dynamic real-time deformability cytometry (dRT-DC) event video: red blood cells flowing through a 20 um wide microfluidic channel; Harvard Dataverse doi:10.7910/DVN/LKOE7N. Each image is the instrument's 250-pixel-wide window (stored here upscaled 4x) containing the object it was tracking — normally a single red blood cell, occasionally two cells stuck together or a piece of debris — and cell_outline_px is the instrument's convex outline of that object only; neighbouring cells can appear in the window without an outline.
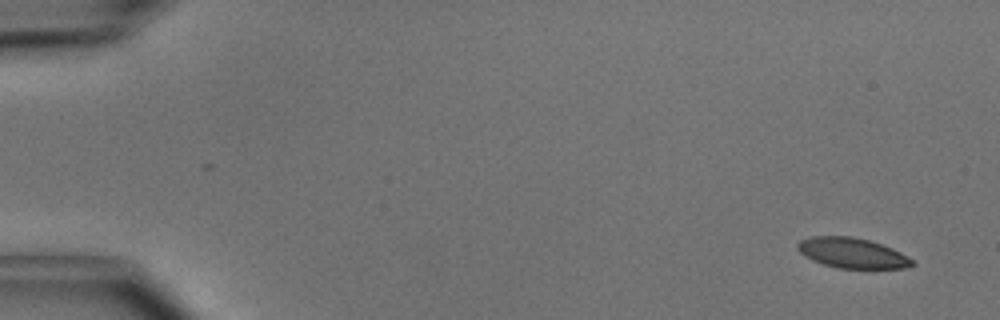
{"species": "common noctule bat (a hibernating species)", "species_latin": "Nyctalus noctula", "temperature_condition": "cold", "stored_images_in_passage": 48, "camera_frame_rate_fps": 3000, "um_per_image_px": 0.085, "animal": {"sex": "male", "body_mass_g": 15.6}, "frame": {"image": 1, "passage_image": 1, "time_ms": 0.0, "image_size_px": [1000, 320], "cell_outline_px": [[916, 264], [904, 268], [840, 268], [824, 264], [812, 260], [804, 256], [796, 248], [796, 244], [800, 240], [812, 236], [852, 236], [868, 240], [892, 248], [916, 260]], "centroid_in_image_um": [72.44, 21.5], "position_along_channel_um": 12.6, "area_um2": 20.23}}
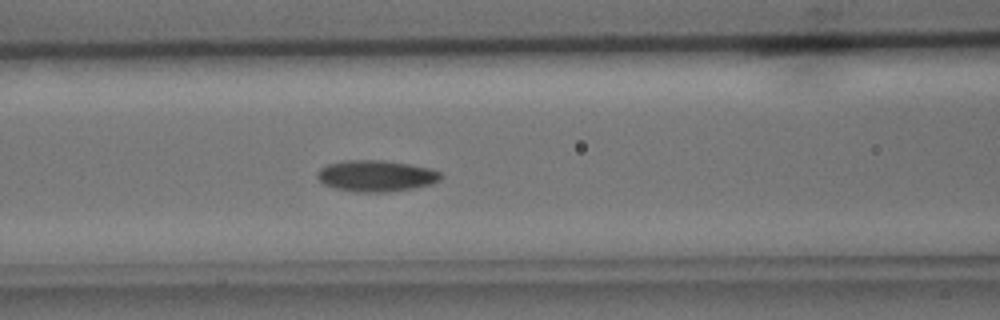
{"frame": {"image": 2, "passage_image": 20, "time_ms": 6.333, "image_size_px": [1000, 320], "cell_outline_px": [[444, 176], [440, 180], [432, 184], [412, 188], [388, 192], [356, 192], [336, 188], [324, 184], [316, 176], [316, 172], [320, 168], [328, 164], [344, 160], [384, 160], [408, 164], [428, 168], [440, 172]], "centroid_in_image_um": [31.96, 14.95], "position_along_channel_um": 134.6, "area_um2": 22.54}}
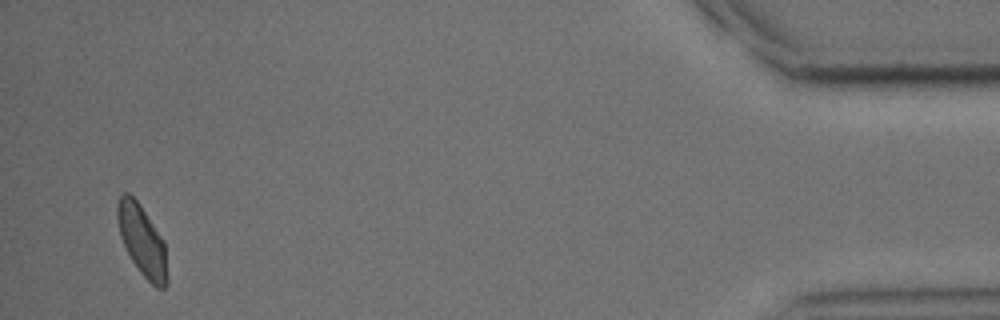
{"frame": {"image": 3, "passage_image": 47, "time_ms": 15.333, "image_size_px": [1000, 320], "cell_outline_px": [[168, 284], [164, 288], [156, 288], [140, 272], [132, 260], [120, 236], [116, 216], [116, 204], [120, 192], [128, 192], [140, 204], [164, 240], [168, 276]], "centroid_in_image_um": [12.07, 20.42], "position_along_channel_um": 423.1, "area_um2": 20.75}, "authors_computed_cell_mechanics": {"area_um2": 21.3282, "velocity_mm_per_s": 4.0344, "shape_relaxation_time_tau1_ms": 3.3666, "shape_relaxation_time_tau2_ms": 7.7052, "deformation_change_tau1": 0.1039, "deformation_change_tau2": 0.1083}}